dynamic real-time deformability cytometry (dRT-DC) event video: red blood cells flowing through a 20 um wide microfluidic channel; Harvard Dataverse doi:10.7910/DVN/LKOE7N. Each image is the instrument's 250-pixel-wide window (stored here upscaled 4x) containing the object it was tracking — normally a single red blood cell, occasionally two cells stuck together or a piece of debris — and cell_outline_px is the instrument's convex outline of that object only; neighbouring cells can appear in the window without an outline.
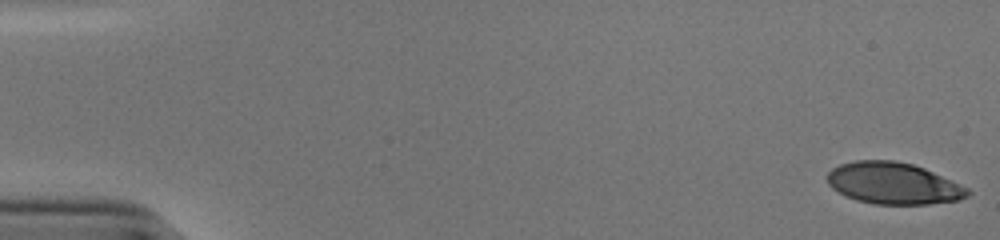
{"species": "human", "species_latin": "Homo sapiens", "temperature_condition": "cold", "stored_images_in_passage": 54, "camera_frame_rate_fps": 3000, "um_per_image_px": 0.085, "donor": {"sex": "male"}, "frame": {"image": 1, "passage_image": 1, "time_ms": 0.0, "image_size_px": [1000, 240], "cell_outline_px": [[972, 192], [968, 196], [960, 200], [928, 204], [872, 204], [856, 200], [844, 196], [832, 188], [828, 184], [828, 172], [832, 168], [840, 164], [856, 160], [896, 160], [912, 164], [924, 168], [968, 188]], "centroid_in_image_um": [75.92, 15.59], "position_along_channel_um": 9.1, "area_um2": 34.16}}
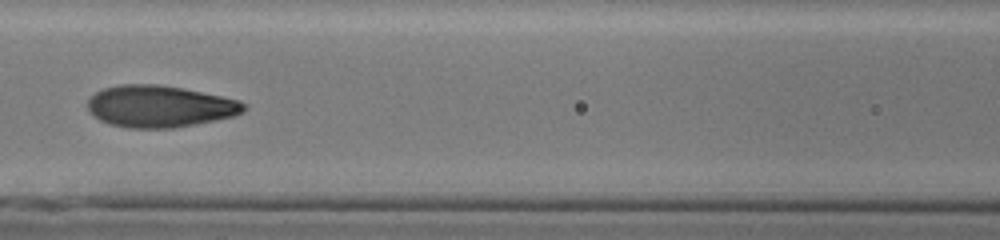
{"frame": {"image": 2, "passage_image": 25, "time_ms": 8.0, "image_size_px": [1000, 240], "cell_outline_px": [[248, 108], [244, 112], [232, 116], [216, 120], [172, 128], [128, 128], [108, 124], [100, 120], [88, 108], [88, 100], [96, 92], [104, 88], [120, 84], [156, 84], [184, 88], [240, 100]], "centroid_in_image_um": [13.59, 9.04], "position_along_channel_um": 153.0, "area_um2": 37.97}}
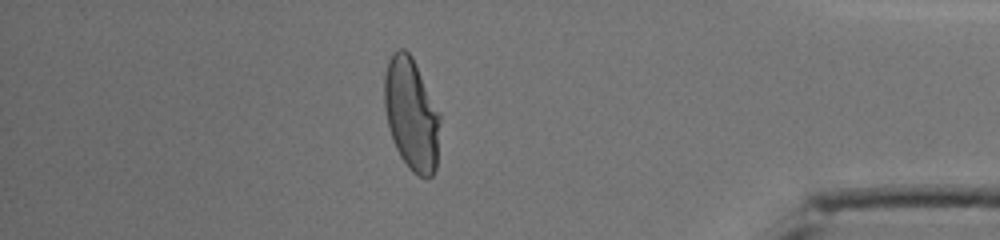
{"frame": {"image": 3, "passage_image": 47, "time_ms": 15.333, "image_size_px": [1000, 240], "cell_outline_px": [[440, 120], [436, 168], [432, 176], [420, 176], [412, 172], [408, 168], [400, 156], [396, 148], [388, 124], [384, 108], [384, 76], [388, 60], [392, 52], [396, 48], [404, 48], [412, 56], [440, 112]], "centroid_in_image_um": [34.96, 9.67], "position_along_channel_um": 400.2, "area_um2": 36.53}, "authors_computed_cell_mechanics": {"area_um2": 36.8186, "velocity_mm_per_s": 3.8323, "shape_relaxation_time_tau1_ms": 4.9382, "shape_relaxation_time_tau2_ms": 0.9847, "deformation_change_tau1": 0.2238, "deformation_change_tau2": 0.0655}}